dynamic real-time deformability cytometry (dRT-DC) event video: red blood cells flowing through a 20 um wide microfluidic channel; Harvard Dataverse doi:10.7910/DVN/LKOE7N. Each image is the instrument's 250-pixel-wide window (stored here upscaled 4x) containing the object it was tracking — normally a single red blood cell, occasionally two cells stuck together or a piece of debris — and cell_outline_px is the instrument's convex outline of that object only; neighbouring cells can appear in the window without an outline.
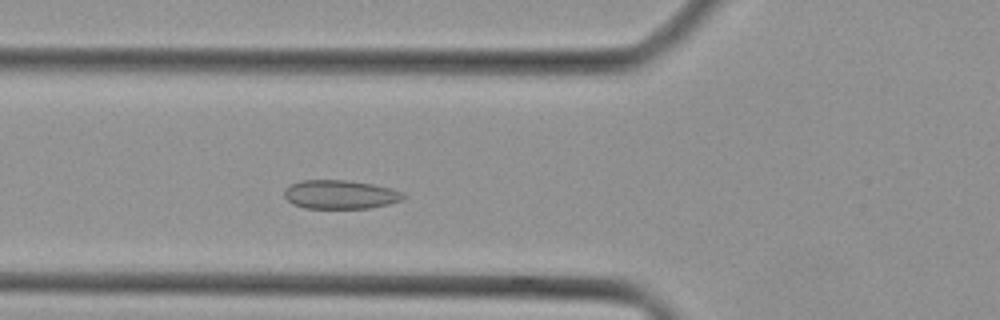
{"species": "Egyptian fruit bat (a non-hibernating species)", "species_latin": "Rousettus aegyptiacus", "temperature_condition": "cold", "stored_images_in_passage": 38, "camera_frame_rate_fps": 3000, "um_per_image_px": 0.085, "animal": {"sex": "female"}, "frame": {"image": 1, "passage_image": 10, "time_ms": 3.0, "image_size_px": [1000, 320], "cell_outline_px": [[408, 196], [400, 200], [388, 204], [368, 208], [304, 208], [292, 204], [284, 196], [284, 192], [292, 184], [300, 180], [348, 180], [372, 184], [392, 188], [404, 192]], "centroid_in_image_um": [28.95, 16.53], "position_along_channel_um": 96.9, "area_um2": 20.0}}
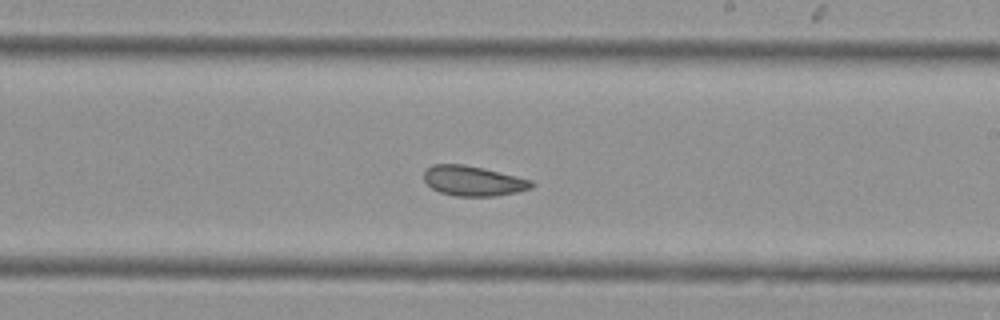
{"frame": {"image": 2, "passage_image": 20, "time_ms": 6.333, "image_size_px": [1000, 320], "cell_outline_px": [[536, 184], [532, 188], [516, 192], [492, 196], [456, 196], [440, 192], [432, 188], [424, 180], [424, 172], [432, 164], [464, 164], [516, 176], [532, 180]], "centroid_in_image_um": [40.22, 15.37], "position_along_channel_um": 248.8, "area_um2": 18.67}}
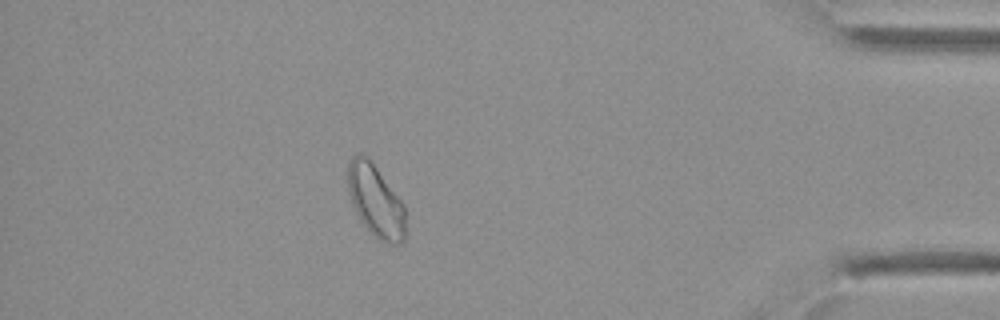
{"frame": {"image": 3, "passage_image": 33, "time_ms": 10.667, "image_size_px": [1000, 320], "cell_outline_px": [[404, 240], [400, 244], [392, 244], [380, 240], [372, 236], [368, 232], [360, 220], [352, 204], [348, 192], [348, 160], [352, 156], [360, 152], [364, 152], [404, 204]], "centroid_in_image_um": [31.89, 17.07], "position_along_channel_um": 403.3, "area_um2": 24.33}}